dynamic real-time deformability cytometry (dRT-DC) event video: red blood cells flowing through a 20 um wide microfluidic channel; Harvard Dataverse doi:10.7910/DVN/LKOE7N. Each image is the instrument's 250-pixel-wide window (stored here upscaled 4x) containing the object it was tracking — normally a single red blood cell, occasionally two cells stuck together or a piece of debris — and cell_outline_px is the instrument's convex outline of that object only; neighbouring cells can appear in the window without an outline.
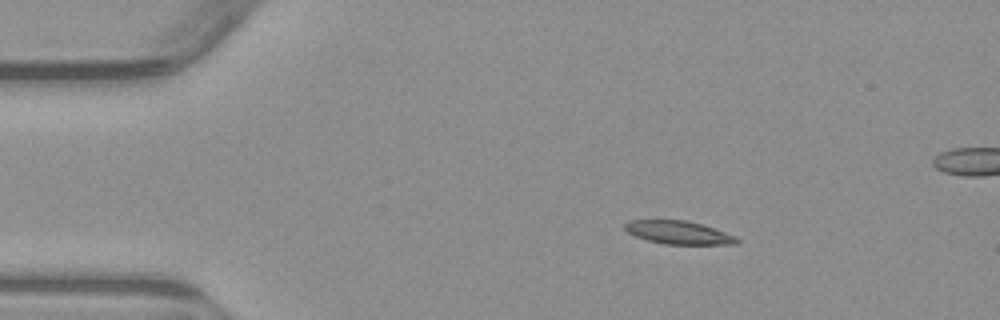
{"species": "common noctule bat (a hibernating species)", "species_latin": "Nyctalus noctula", "temperature_condition": "warm", "stored_images_in_passage": 5, "camera_frame_rate_fps": 3000, "um_per_image_px": 0.085, "animal": {"sex": "male", "body_mass_g": 23.1, "forearm_length_mm": 52.7}, "frame": {"image": 1, "passage_image": 2, "time_ms": 1.333, "image_size_px": [1000, 320], "cell_outline_px": [[740, 240], [736, 244], [664, 244], [648, 240], [636, 236], [628, 232], [624, 228], [624, 224], [632, 220], [684, 220], [700, 224], [736, 236]], "centroid_in_image_um": [57.67, 19.77], "position_along_channel_um": 27.3, "area_um2": 14.85}}